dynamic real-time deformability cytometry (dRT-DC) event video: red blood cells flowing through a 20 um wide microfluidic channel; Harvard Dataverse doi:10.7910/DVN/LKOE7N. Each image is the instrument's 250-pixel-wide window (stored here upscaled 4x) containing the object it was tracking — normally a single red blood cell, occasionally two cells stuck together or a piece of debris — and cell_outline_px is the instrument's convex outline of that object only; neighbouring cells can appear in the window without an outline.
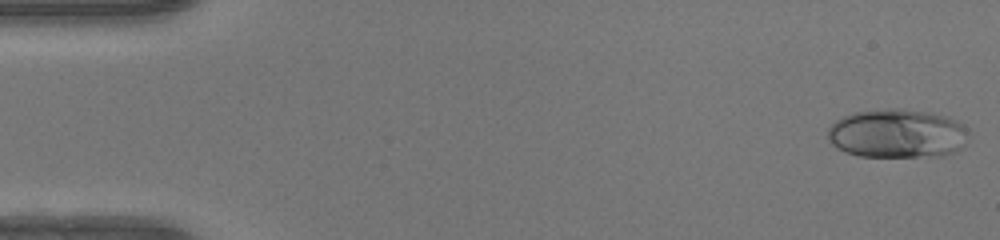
{"species": "human", "species_latin": "Homo sapiens", "temperature_condition": "warm", "stored_images_in_passage": 48, "camera_frame_rate_fps": 3000, "um_per_image_px": 0.085, "donor": {"sex": "female"}, "frame": {"image": 1, "passage_image": 1, "time_ms": 0.0, "image_size_px": [1000, 240], "cell_outline_px": [[968, 136], [964, 144], [956, 152], [944, 156], [860, 156], [844, 152], [836, 148], [828, 140], [828, 128], [836, 120], [852, 112], [888, 108], [900, 108], [928, 112], [948, 116], [964, 124], [968, 128]], "centroid_in_image_um": [76.28, 11.34], "position_along_channel_um": 8.7, "area_um2": 40.63}}
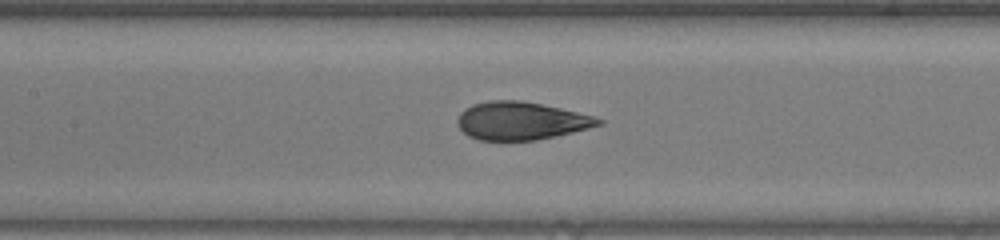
{"frame": {"image": 2, "passage_image": 22, "time_ms": 7.0, "image_size_px": [1000, 240], "cell_outline_px": [[604, 124], [556, 136], [536, 140], [480, 140], [468, 136], [456, 124], [456, 120], [460, 112], [464, 108], [472, 104], [488, 100], [520, 100], [560, 108], [596, 116], [604, 120]], "centroid_in_image_um": [44.27, 10.26], "position_along_channel_um": 163.1, "area_um2": 31.33}}
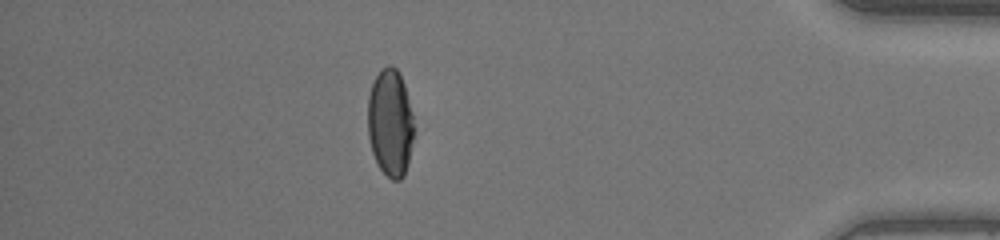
{"frame": {"image": 3, "passage_image": 42, "time_ms": 13.667, "image_size_px": [1000, 240], "cell_outline_px": [[412, 140], [408, 164], [404, 176], [400, 180], [392, 180], [380, 168], [372, 152], [368, 136], [368, 96], [372, 84], [380, 68], [388, 64], [392, 64], [396, 68], [404, 84], [412, 112]], "centroid_in_image_um": [33.15, 10.42], "position_along_channel_um": 402.0, "area_um2": 28.73}, "authors_computed_cell_mechanics": {"area_um2": 32.3391, "velocity_mm_per_s": 4.2589, "shape_relaxation_time_tau1_ms": 9.7057, "shape_relaxation_time_tau2_ms": null, "deformation_change_tau1": 0.3229, "deformation_change_tau2": null}}